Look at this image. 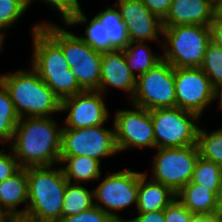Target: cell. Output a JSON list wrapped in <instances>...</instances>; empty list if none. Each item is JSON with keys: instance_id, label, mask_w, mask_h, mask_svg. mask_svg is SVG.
<instances>
[{"instance_id": "cell-1", "label": "cell", "mask_w": 222, "mask_h": 222, "mask_svg": "<svg viewBox=\"0 0 222 222\" xmlns=\"http://www.w3.org/2000/svg\"><path fill=\"white\" fill-rule=\"evenodd\" d=\"M58 121L55 116L19 119L8 147L21 168L60 164L63 125Z\"/></svg>"}, {"instance_id": "cell-2", "label": "cell", "mask_w": 222, "mask_h": 222, "mask_svg": "<svg viewBox=\"0 0 222 222\" xmlns=\"http://www.w3.org/2000/svg\"><path fill=\"white\" fill-rule=\"evenodd\" d=\"M41 21L31 26L32 55L30 66L61 100L84 91L68 62L62 48L40 27Z\"/></svg>"}, {"instance_id": "cell-3", "label": "cell", "mask_w": 222, "mask_h": 222, "mask_svg": "<svg viewBox=\"0 0 222 222\" xmlns=\"http://www.w3.org/2000/svg\"><path fill=\"white\" fill-rule=\"evenodd\" d=\"M0 74V82L8 90L16 113L23 117H52L59 115L60 99L29 65Z\"/></svg>"}, {"instance_id": "cell-4", "label": "cell", "mask_w": 222, "mask_h": 222, "mask_svg": "<svg viewBox=\"0 0 222 222\" xmlns=\"http://www.w3.org/2000/svg\"><path fill=\"white\" fill-rule=\"evenodd\" d=\"M28 205L26 216L39 221L58 222L61 219L67 179L62 167H27Z\"/></svg>"}, {"instance_id": "cell-5", "label": "cell", "mask_w": 222, "mask_h": 222, "mask_svg": "<svg viewBox=\"0 0 222 222\" xmlns=\"http://www.w3.org/2000/svg\"><path fill=\"white\" fill-rule=\"evenodd\" d=\"M61 24L46 19L42 20L40 27L62 48L80 87L84 91H98L102 53L93 50L64 22Z\"/></svg>"}, {"instance_id": "cell-6", "label": "cell", "mask_w": 222, "mask_h": 222, "mask_svg": "<svg viewBox=\"0 0 222 222\" xmlns=\"http://www.w3.org/2000/svg\"><path fill=\"white\" fill-rule=\"evenodd\" d=\"M162 59L174 68H199L211 41L209 26H163Z\"/></svg>"}, {"instance_id": "cell-7", "label": "cell", "mask_w": 222, "mask_h": 222, "mask_svg": "<svg viewBox=\"0 0 222 222\" xmlns=\"http://www.w3.org/2000/svg\"><path fill=\"white\" fill-rule=\"evenodd\" d=\"M144 171L138 172L126 167L115 172H107L96 186L93 187L94 205L108 213L113 219H126L120 212L132 209L134 215L137 207V196L140 177ZM119 212V213H118Z\"/></svg>"}, {"instance_id": "cell-8", "label": "cell", "mask_w": 222, "mask_h": 222, "mask_svg": "<svg viewBox=\"0 0 222 222\" xmlns=\"http://www.w3.org/2000/svg\"><path fill=\"white\" fill-rule=\"evenodd\" d=\"M154 127L155 149L197 144L201 117L179 107L149 110Z\"/></svg>"}, {"instance_id": "cell-9", "label": "cell", "mask_w": 222, "mask_h": 222, "mask_svg": "<svg viewBox=\"0 0 222 222\" xmlns=\"http://www.w3.org/2000/svg\"><path fill=\"white\" fill-rule=\"evenodd\" d=\"M151 157L150 176L152 180L179 192L192 179L196 162L200 156L198 145L173 148H158ZM152 171V172H151Z\"/></svg>"}, {"instance_id": "cell-10", "label": "cell", "mask_w": 222, "mask_h": 222, "mask_svg": "<svg viewBox=\"0 0 222 222\" xmlns=\"http://www.w3.org/2000/svg\"><path fill=\"white\" fill-rule=\"evenodd\" d=\"M78 129L63 128L60 156H87L102 162L119 155L114 123Z\"/></svg>"}, {"instance_id": "cell-11", "label": "cell", "mask_w": 222, "mask_h": 222, "mask_svg": "<svg viewBox=\"0 0 222 222\" xmlns=\"http://www.w3.org/2000/svg\"><path fill=\"white\" fill-rule=\"evenodd\" d=\"M129 104L128 109H116L112 117L119 154L127 150L133 152L137 149H155L154 127L150 111L132 103Z\"/></svg>"}, {"instance_id": "cell-12", "label": "cell", "mask_w": 222, "mask_h": 222, "mask_svg": "<svg viewBox=\"0 0 222 222\" xmlns=\"http://www.w3.org/2000/svg\"><path fill=\"white\" fill-rule=\"evenodd\" d=\"M129 103L147 110L176 107L174 67L162 59L152 69L138 76Z\"/></svg>"}, {"instance_id": "cell-13", "label": "cell", "mask_w": 222, "mask_h": 222, "mask_svg": "<svg viewBox=\"0 0 222 222\" xmlns=\"http://www.w3.org/2000/svg\"><path fill=\"white\" fill-rule=\"evenodd\" d=\"M176 107L196 113L201 118L215 102V88L199 68H174Z\"/></svg>"}, {"instance_id": "cell-14", "label": "cell", "mask_w": 222, "mask_h": 222, "mask_svg": "<svg viewBox=\"0 0 222 222\" xmlns=\"http://www.w3.org/2000/svg\"><path fill=\"white\" fill-rule=\"evenodd\" d=\"M60 112L67 113L63 128L92 127L110 122L111 116L105 96L98 91H82L61 100Z\"/></svg>"}, {"instance_id": "cell-15", "label": "cell", "mask_w": 222, "mask_h": 222, "mask_svg": "<svg viewBox=\"0 0 222 222\" xmlns=\"http://www.w3.org/2000/svg\"><path fill=\"white\" fill-rule=\"evenodd\" d=\"M130 42H152L162 48L163 20L141 0H115Z\"/></svg>"}, {"instance_id": "cell-16", "label": "cell", "mask_w": 222, "mask_h": 222, "mask_svg": "<svg viewBox=\"0 0 222 222\" xmlns=\"http://www.w3.org/2000/svg\"><path fill=\"white\" fill-rule=\"evenodd\" d=\"M136 76L129 70L123 50L102 53L101 77L98 92L105 97L113 88L126 95L131 101L136 89ZM112 88V89H111ZM128 96V97H127Z\"/></svg>"}, {"instance_id": "cell-17", "label": "cell", "mask_w": 222, "mask_h": 222, "mask_svg": "<svg viewBox=\"0 0 222 222\" xmlns=\"http://www.w3.org/2000/svg\"><path fill=\"white\" fill-rule=\"evenodd\" d=\"M213 19V0H172L163 26H209Z\"/></svg>"}, {"instance_id": "cell-18", "label": "cell", "mask_w": 222, "mask_h": 222, "mask_svg": "<svg viewBox=\"0 0 222 222\" xmlns=\"http://www.w3.org/2000/svg\"><path fill=\"white\" fill-rule=\"evenodd\" d=\"M0 205L10 217L26 215L28 205L27 168H21L12 177L0 182Z\"/></svg>"}, {"instance_id": "cell-19", "label": "cell", "mask_w": 222, "mask_h": 222, "mask_svg": "<svg viewBox=\"0 0 222 222\" xmlns=\"http://www.w3.org/2000/svg\"><path fill=\"white\" fill-rule=\"evenodd\" d=\"M83 8L79 11L71 13L63 22L68 27L85 26L83 34H77L86 44L93 50L105 53L115 51L110 38H108L107 30L102 26L100 19L93 15L92 19H88Z\"/></svg>"}, {"instance_id": "cell-20", "label": "cell", "mask_w": 222, "mask_h": 222, "mask_svg": "<svg viewBox=\"0 0 222 222\" xmlns=\"http://www.w3.org/2000/svg\"><path fill=\"white\" fill-rule=\"evenodd\" d=\"M175 198L176 193L168 186L152 180L144 173L139 180L136 212L164 210Z\"/></svg>"}, {"instance_id": "cell-21", "label": "cell", "mask_w": 222, "mask_h": 222, "mask_svg": "<svg viewBox=\"0 0 222 222\" xmlns=\"http://www.w3.org/2000/svg\"><path fill=\"white\" fill-rule=\"evenodd\" d=\"M69 183H96L102 178V163L87 156H60V164ZM96 181V182H94Z\"/></svg>"}, {"instance_id": "cell-22", "label": "cell", "mask_w": 222, "mask_h": 222, "mask_svg": "<svg viewBox=\"0 0 222 222\" xmlns=\"http://www.w3.org/2000/svg\"><path fill=\"white\" fill-rule=\"evenodd\" d=\"M176 198L192 213L203 215H216L218 208L216 194L202 185L187 183L179 192Z\"/></svg>"}, {"instance_id": "cell-23", "label": "cell", "mask_w": 222, "mask_h": 222, "mask_svg": "<svg viewBox=\"0 0 222 222\" xmlns=\"http://www.w3.org/2000/svg\"><path fill=\"white\" fill-rule=\"evenodd\" d=\"M150 42H130L123 50L129 70L136 78L152 69L162 60V50L154 52Z\"/></svg>"}, {"instance_id": "cell-24", "label": "cell", "mask_w": 222, "mask_h": 222, "mask_svg": "<svg viewBox=\"0 0 222 222\" xmlns=\"http://www.w3.org/2000/svg\"><path fill=\"white\" fill-rule=\"evenodd\" d=\"M104 6H106L105 10H100L96 16L107 30L112 46L116 50H124L129 45L130 40L121 14L115 4Z\"/></svg>"}, {"instance_id": "cell-25", "label": "cell", "mask_w": 222, "mask_h": 222, "mask_svg": "<svg viewBox=\"0 0 222 222\" xmlns=\"http://www.w3.org/2000/svg\"><path fill=\"white\" fill-rule=\"evenodd\" d=\"M84 184L67 183L61 217L79 214L94 205L93 189Z\"/></svg>"}, {"instance_id": "cell-26", "label": "cell", "mask_w": 222, "mask_h": 222, "mask_svg": "<svg viewBox=\"0 0 222 222\" xmlns=\"http://www.w3.org/2000/svg\"><path fill=\"white\" fill-rule=\"evenodd\" d=\"M19 119L8 90L0 82V143L3 146L11 143Z\"/></svg>"}, {"instance_id": "cell-27", "label": "cell", "mask_w": 222, "mask_h": 222, "mask_svg": "<svg viewBox=\"0 0 222 222\" xmlns=\"http://www.w3.org/2000/svg\"><path fill=\"white\" fill-rule=\"evenodd\" d=\"M197 145L202 158L222 166V127L209 131L200 125Z\"/></svg>"}, {"instance_id": "cell-28", "label": "cell", "mask_w": 222, "mask_h": 222, "mask_svg": "<svg viewBox=\"0 0 222 222\" xmlns=\"http://www.w3.org/2000/svg\"><path fill=\"white\" fill-rule=\"evenodd\" d=\"M221 178L222 166L199 156L191 182L202 185L205 188H210L216 194Z\"/></svg>"}, {"instance_id": "cell-29", "label": "cell", "mask_w": 222, "mask_h": 222, "mask_svg": "<svg viewBox=\"0 0 222 222\" xmlns=\"http://www.w3.org/2000/svg\"><path fill=\"white\" fill-rule=\"evenodd\" d=\"M29 11L26 0H0V34L5 38L7 33Z\"/></svg>"}, {"instance_id": "cell-30", "label": "cell", "mask_w": 222, "mask_h": 222, "mask_svg": "<svg viewBox=\"0 0 222 222\" xmlns=\"http://www.w3.org/2000/svg\"><path fill=\"white\" fill-rule=\"evenodd\" d=\"M200 69L208 76L216 88L222 83V48L210 41L205 50Z\"/></svg>"}, {"instance_id": "cell-31", "label": "cell", "mask_w": 222, "mask_h": 222, "mask_svg": "<svg viewBox=\"0 0 222 222\" xmlns=\"http://www.w3.org/2000/svg\"><path fill=\"white\" fill-rule=\"evenodd\" d=\"M46 3L48 9L50 7L55 14L60 17V21H64L71 13H74L76 11H79L82 7L80 1L81 0H26L28 8L30 9V6L38 3Z\"/></svg>"}, {"instance_id": "cell-32", "label": "cell", "mask_w": 222, "mask_h": 222, "mask_svg": "<svg viewBox=\"0 0 222 222\" xmlns=\"http://www.w3.org/2000/svg\"><path fill=\"white\" fill-rule=\"evenodd\" d=\"M113 218L101 208L93 205L79 214L61 217L58 222H111Z\"/></svg>"}, {"instance_id": "cell-33", "label": "cell", "mask_w": 222, "mask_h": 222, "mask_svg": "<svg viewBox=\"0 0 222 222\" xmlns=\"http://www.w3.org/2000/svg\"><path fill=\"white\" fill-rule=\"evenodd\" d=\"M20 169L21 167L12 150L8 146H3L0 149V182L12 177Z\"/></svg>"}, {"instance_id": "cell-34", "label": "cell", "mask_w": 222, "mask_h": 222, "mask_svg": "<svg viewBox=\"0 0 222 222\" xmlns=\"http://www.w3.org/2000/svg\"><path fill=\"white\" fill-rule=\"evenodd\" d=\"M193 215L177 198L164 209L165 222H190Z\"/></svg>"}, {"instance_id": "cell-35", "label": "cell", "mask_w": 222, "mask_h": 222, "mask_svg": "<svg viewBox=\"0 0 222 222\" xmlns=\"http://www.w3.org/2000/svg\"><path fill=\"white\" fill-rule=\"evenodd\" d=\"M144 5L162 20L168 14L172 0H141Z\"/></svg>"}, {"instance_id": "cell-36", "label": "cell", "mask_w": 222, "mask_h": 222, "mask_svg": "<svg viewBox=\"0 0 222 222\" xmlns=\"http://www.w3.org/2000/svg\"><path fill=\"white\" fill-rule=\"evenodd\" d=\"M135 214H137L135 216ZM133 218H127L128 222H165L164 210L147 212V213H134Z\"/></svg>"}, {"instance_id": "cell-37", "label": "cell", "mask_w": 222, "mask_h": 222, "mask_svg": "<svg viewBox=\"0 0 222 222\" xmlns=\"http://www.w3.org/2000/svg\"><path fill=\"white\" fill-rule=\"evenodd\" d=\"M209 28L211 41L222 48V22L212 21Z\"/></svg>"}, {"instance_id": "cell-38", "label": "cell", "mask_w": 222, "mask_h": 222, "mask_svg": "<svg viewBox=\"0 0 222 222\" xmlns=\"http://www.w3.org/2000/svg\"><path fill=\"white\" fill-rule=\"evenodd\" d=\"M212 21L222 22V0H213V19Z\"/></svg>"}, {"instance_id": "cell-39", "label": "cell", "mask_w": 222, "mask_h": 222, "mask_svg": "<svg viewBox=\"0 0 222 222\" xmlns=\"http://www.w3.org/2000/svg\"><path fill=\"white\" fill-rule=\"evenodd\" d=\"M190 222H217L216 215L194 214Z\"/></svg>"}, {"instance_id": "cell-40", "label": "cell", "mask_w": 222, "mask_h": 222, "mask_svg": "<svg viewBox=\"0 0 222 222\" xmlns=\"http://www.w3.org/2000/svg\"><path fill=\"white\" fill-rule=\"evenodd\" d=\"M217 104L218 111H222V83L215 88V102Z\"/></svg>"}, {"instance_id": "cell-41", "label": "cell", "mask_w": 222, "mask_h": 222, "mask_svg": "<svg viewBox=\"0 0 222 222\" xmlns=\"http://www.w3.org/2000/svg\"><path fill=\"white\" fill-rule=\"evenodd\" d=\"M8 222H46V221H39V220H35L33 218H30L26 215H21V216L11 217Z\"/></svg>"}, {"instance_id": "cell-42", "label": "cell", "mask_w": 222, "mask_h": 222, "mask_svg": "<svg viewBox=\"0 0 222 222\" xmlns=\"http://www.w3.org/2000/svg\"><path fill=\"white\" fill-rule=\"evenodd\" d=\"M216 204L218 209L222 206V178L216 193Z\"/></svg>"}, {"instance_id": "cell-43", "label": "cell", "mask_w": 222, "mask_h": 222, "mask_svg": "<svg viewBox=\"0 0 222 222\" xmlns=\"http://www.w3.org/2000/svg\"><path fill=\"white\" fill-rule=\"evenodd\" d=\"M10 216L3 210L0 205V221L8 222L10 220Z\"/></svg>"}, {"instance_id": "cell-44", "label": "cell", "mask_w": 222, "mask_h": 222, "mask_svg": "<svg viewBox=\"0 0 222 222\" xmlns=\"http://www.w3.org/2000/svg\"><path fill=\"white\" fill-rule=\"evenodd\" d=\"M5 39L6 38L0 34V55H1L2 51L4 50V46H5L4 43H6Z\"/></svg>"}, {"instance_id": "cell-45", "label": "cell", "mask_w": 222, "mask_h": 222, "mask_svg": "<svg viewBox=\"0 0 222 222\" xmlns=\"http://www.w3.org/2000/svg\"><path fill=\"white\" fill-rule=\"evenodd\" d=\"M216 220L217 222H222V206L217 211Z\"/></svg>"}, {"instance_id": "cell-46", "label": "cell", "mask_w": 222, "mask_h": 222, "mask_svg": "<svg viewBox=\"0 0 222 222\" xmlns=\"http://www.w3.org/2000/svg\"><path fill=\"white\" fill-rule=\"evenodd\" d=\"M111 222H128L127 219H113Z\"/></svg>"}]
</instances>
